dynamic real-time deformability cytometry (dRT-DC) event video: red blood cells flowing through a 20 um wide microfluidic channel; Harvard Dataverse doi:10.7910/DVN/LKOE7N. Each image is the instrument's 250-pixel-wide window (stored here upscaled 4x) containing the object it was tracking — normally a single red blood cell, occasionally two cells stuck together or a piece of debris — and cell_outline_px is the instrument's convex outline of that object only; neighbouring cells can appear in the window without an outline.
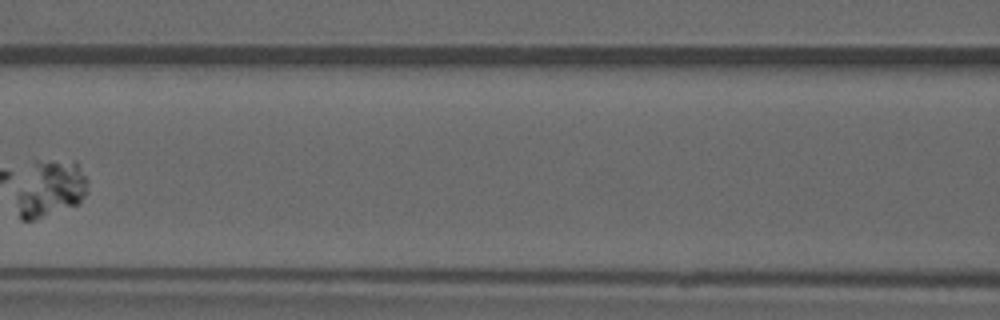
{"species": "common noctule bat (a hibernating species)", "species_latin": "Nyctalus noctula", "temperature_condition": "warm", "stored_images_in_passage": 5, "camera_frame_rate_fps": 3000, "um_per_image_px": 0.085, "animal": {"sex": "male", "forearm_length_mm": 52.5}, "frame": {"image": 1, "passage_image": 5, "time_ms": 5.333, "image_size_px": [1000, 320], "cell_outline_px": [[88, 192], [80, 204], [36, 220], [20, 220], [20, 192], [36, 160], [76, 160], [88, 180]], "centroid_in_image_um": [4.44, 16.04], "position_along_channel_um": 162.2, "area_um2": 22.95}}